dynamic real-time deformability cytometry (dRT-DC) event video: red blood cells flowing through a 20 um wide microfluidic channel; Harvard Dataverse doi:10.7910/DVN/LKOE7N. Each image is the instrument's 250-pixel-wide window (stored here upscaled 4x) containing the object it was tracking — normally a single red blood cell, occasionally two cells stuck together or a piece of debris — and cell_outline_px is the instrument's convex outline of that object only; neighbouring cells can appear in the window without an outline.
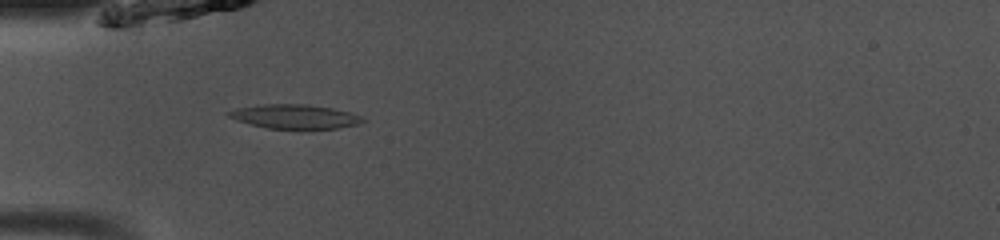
{"species": "common noctule bat (a hibernating species)", "species_latin": "Nyctalus noctula", "temperature_condition": "room temperature", "stored_images_in_passage": 36, "camera_frame_rate_fps": 3000, "um_per_image_px": 0.085, "animal": {"sex": "male", "body_mass_g": 13.0, "forearm_length_mm": 53.1}, "frame": {"image": 1, "passage_image": 2, "time_ms": 0.333, "image_size_px": [1000, 240], "cell_outline_px": [[368, 120], [360, 124], [340, 128], [268, 128], [236, 120], [228, 116], [224, 112], [236, 108], [256, 104], [304, 104], [332, 108], [352, 112]], "centroid_in_image_um": [25.07, 9.89], "position_along_channel_um": 59.9, "area_um2": 18.96}}
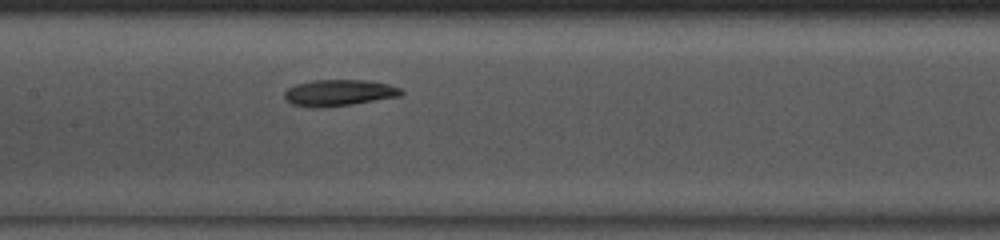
{"frame": {"image": 2, "passage_image": 11, "time_ms": 3.333, "image_size_px": [1000, 240], "cell_outline_px": [[404, 92], [400, 96], [352, 104], [316, 108], [312, 108], [292, 104], [284, 96], [284, 92], [288, 88], [296, 84], [312, 80], [364, 80], [388, 84], [400, 88]], "centroid_in_image_um": [28.8, 7.88], "position_along_channel_um": 178.6, "area_um2": 17.8}}
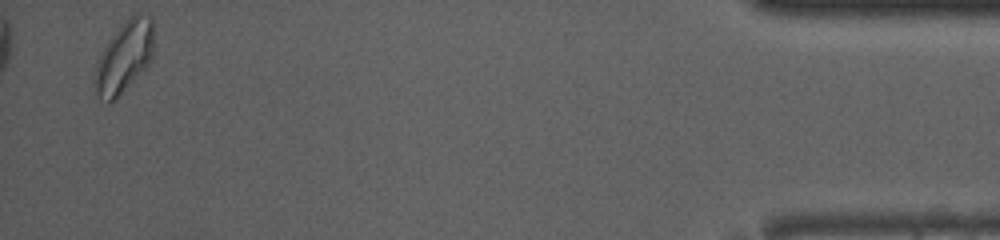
{"frame": {"image": 3, "passage_image": 35, "time_ms": 11.333, "image_size_px": [1000, 240], "cell_outline_px": [[152, 60], [116, 100], [108, 104], [96, 92], [92, 80], [92, 76], [100, 52], [104, 44], [124, 20], [128, 16], [136, 12], [140, 12], [152, 16]], "centroid_in_image_um": [10.52, 4.82], "position_along_channel_um": 424.7, "area_um2": 25.09}, "authors_computed_cell_mechanics": {"area_um2": 17.918, "velocity_mm_per_s": 4.0289, "shape_relaxation_time_tau1_ms": 3.1099, "shape_relaxation_time_tau2_ms": 3.0682, "deformation_change_tau1": 0.0996, "deformation_change_tau2": 0.096}}